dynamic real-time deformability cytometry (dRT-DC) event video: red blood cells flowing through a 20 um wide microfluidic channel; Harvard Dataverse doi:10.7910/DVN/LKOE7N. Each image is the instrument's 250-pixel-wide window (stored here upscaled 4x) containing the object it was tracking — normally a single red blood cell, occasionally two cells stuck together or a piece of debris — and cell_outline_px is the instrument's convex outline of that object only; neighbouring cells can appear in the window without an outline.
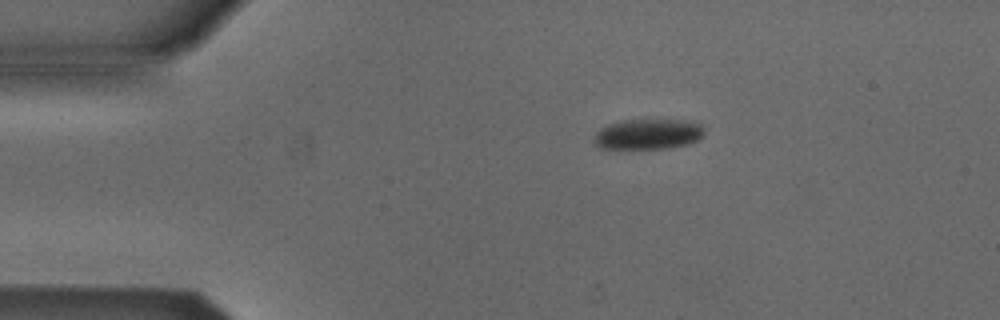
{"species": "Egyptian fruit bat (a non-hibernating species)", "species_latin": "Rousettus aegyptiacus", "temperature_condition": "cold", "stored_images_in_passage": 7, "camera_frame_rate_fps": 3000, "um_per_image_px": 0.085, "animal": {"sex": "male"}, "frame": {"image": 1, "passage_image": 3, "time_ms": 2.333, "image_size_px": [1000, 320], "cell_outline_px": [[704, 136], [688, 144], [664, 148], [600, 148], [592, 140], [596, 132], [600, 128], [608, 124], [624, 120], [684, 120], [700, 124], [704, 128]], "centroid_in_image_um": [55.07, 11.39], "position_along_channel_um": 29.9, "area_um2": 19.42}}
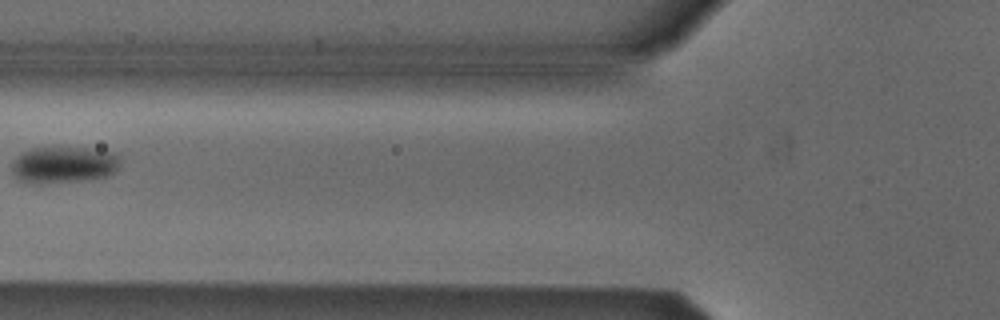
{"frame": {"image": 2, "passage_image": 6, "time_ms": 6.0, "image_size_px": [1000, 320], "cell_outline_px": [[124, 156], [116, 172], [108, 176], [92, 180], [40, 184], [32, 184], [16, 180], [12, 172], [12, 164], [16, 156], [20, 152], [32, 148], [88, 148], [116, 152]], "centroid_in_image_um": [5.46, 14.02], "position_along_channel_um": 120.3, "area_um2": 24.04}}
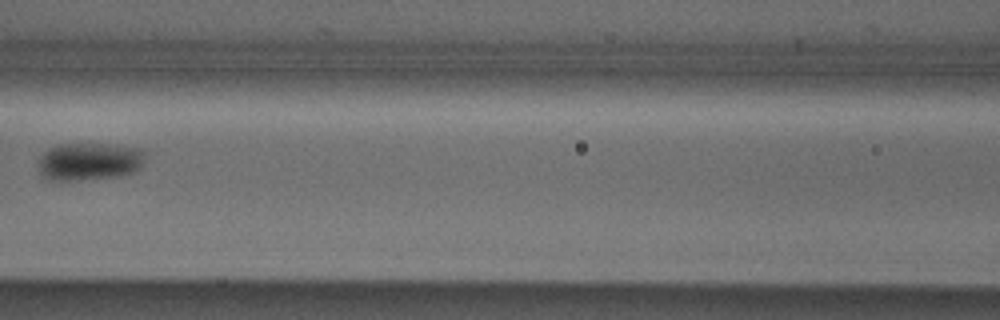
{"frame": {"image": 3, "passage_image": 7, "time_ms": 7.0, "image_size_px": [1000, 320], "cell_outline_px": [[144, 160], [140, 168], [136, 172], [120, 176], [60, 184], [48, 180], [40, 172], [40, 156], [48, 148], [60, 144], [116, 144], [140, 148], [144, 152]], "centroid_in_image_um": [7.59, 13.77], "position_along_channel_um": 159.0, "area_um2": 24.39}}